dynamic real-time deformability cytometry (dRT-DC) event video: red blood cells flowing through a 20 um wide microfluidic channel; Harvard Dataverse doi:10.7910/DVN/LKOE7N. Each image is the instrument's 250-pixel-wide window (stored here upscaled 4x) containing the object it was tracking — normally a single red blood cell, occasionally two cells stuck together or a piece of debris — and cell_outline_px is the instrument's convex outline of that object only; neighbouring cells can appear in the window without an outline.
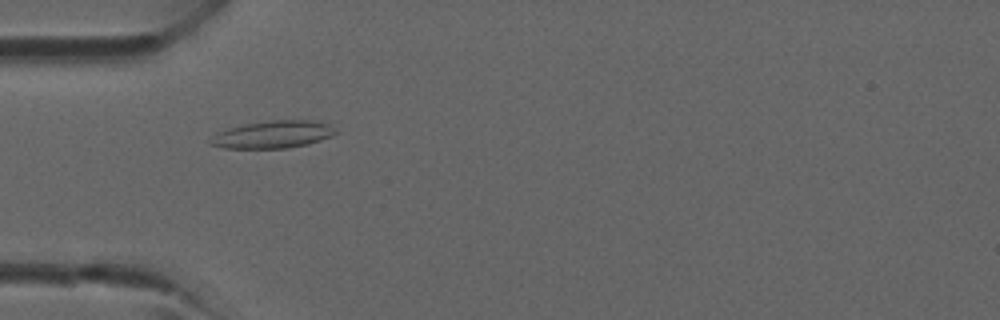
{"species": "common noctule bat (a hibernating species)", "species_latin": "Nyctalus noctula", "temperature_condition": "room temperature", "stored_images_in_passage": 2, "camera_frame_rate_fps": 3000, "um_per_image_px": 0.085, "animal": {"sex": "male", "forearm_length_mm": 52.5}, "frame": {"image": 1, "passage_image": 2, "time_ms": 2.0, "image_size_px": [1000, 320], "cell_outline_px": [[340, 132], [332, 136], [308, 144], [288, 148], [224, 148], [208, 144], [208, 140], [212, 136], [228, 128], [244, 124], [272, 120], [312, 120], [328, 124]], "centroid_in_image_um": [23.21, 11.43], "position_along_channel_um": 61.8, "area_um2": 20.06}}